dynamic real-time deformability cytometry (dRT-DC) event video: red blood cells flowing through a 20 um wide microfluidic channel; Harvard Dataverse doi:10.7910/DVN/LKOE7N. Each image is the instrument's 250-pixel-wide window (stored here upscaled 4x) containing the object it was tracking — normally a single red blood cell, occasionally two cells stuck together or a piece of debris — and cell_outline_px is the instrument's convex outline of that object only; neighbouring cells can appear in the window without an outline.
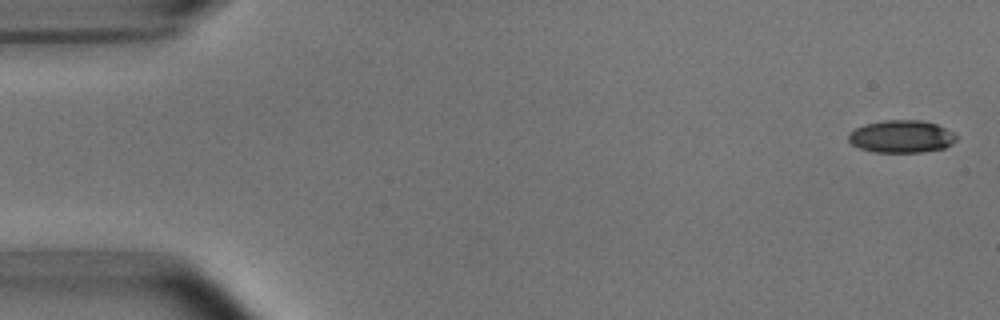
{"species": "common noctule bat (a hibernating species)", "species_latin": "Nyctalus noctula", "temperature_condition": "room temperature", "stored_images_in_passage": 5, "camera_frame_rate_fps": 3000, "um_per_image_px": 0.085, "animal": {"sex": "male", "body_mass_g": 15.6}, "frame": {"image": 1, "passage_image": 1, "time_ms": 0.0, "image_size_px": [1000, 320], "cell_outline_px": [[960, 136], [952, 144], [944, 148], [920, 152], [876, 152], [860, 148], [852, 144], [848, 140], [848, 132], [864, 124], [884, 120], [924, 120], [936, 124]], "centroid_in_image_um": [76.63, 11.59], "position_along_channel_um": 8.4, "area_um2": 20.52}}
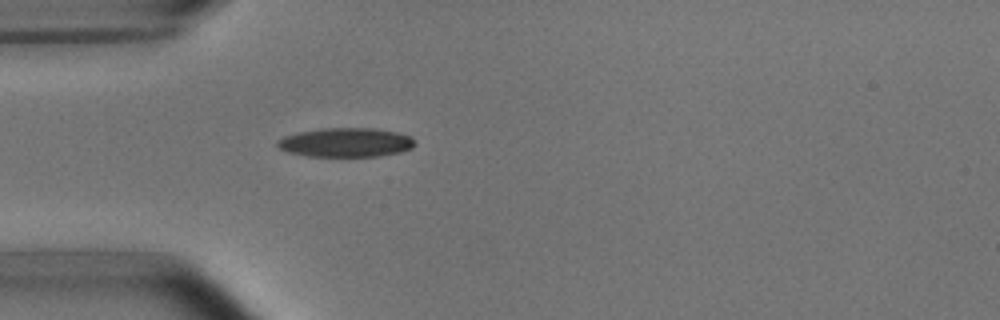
{"frame": {"image": 2, "passage_image": 5, "time_ms": 4.667, "image_size_px": [1000, 320], "cell_outline_px": [[416, 144], [412, 148], [400, 152], [376, 156], [308, 156], [288, 152], [280, 148], [276, 144], [276, 140], [284, 136], [300, 132], [324, 128], [376, 128], [396, 132], [412, 136]], "centroid_in_image_um": [29.42, 12.1], "position_along_channel_um": 55.6, "area_um2": 23.29}}